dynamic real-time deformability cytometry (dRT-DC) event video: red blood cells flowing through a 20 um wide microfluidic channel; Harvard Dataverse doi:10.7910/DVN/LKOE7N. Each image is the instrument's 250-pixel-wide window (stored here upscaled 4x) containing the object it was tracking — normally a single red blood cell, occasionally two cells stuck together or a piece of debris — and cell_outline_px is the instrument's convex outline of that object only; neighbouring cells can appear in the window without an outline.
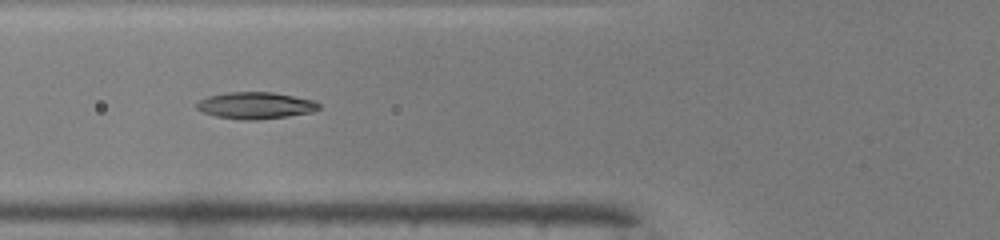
{"species": "common noctule bat (a hibernating species)", "species_latin": "Nyctalus noctula", "temperature_condition": "warm", "stored_images_in_passage": 40, "camera_frame_rate_fps": 3000, "um_per_image_px": 0.085, "animal": {"sex": "male", "body_mass_g": 19.0, "forearm_length_mm": 50.8}, "frame": {"image": 1, "passage_image": 10, "time_ms": 3.0, "image_size_px": [1000, 240], "cell_outline_px": [[320, 108], [312, 112], [288, 116], [256, 120], [244, 120], [216, 116], [204, 112], [196, 108], [196, 104], [200, 100], [208, 96], [228, 92], [272, 92], [312, 100], [320, 104]], "centroid_in_image_um": [21.72, 8.96], "position_along_channel_um": 104.1, "area_um2": 18.84}}
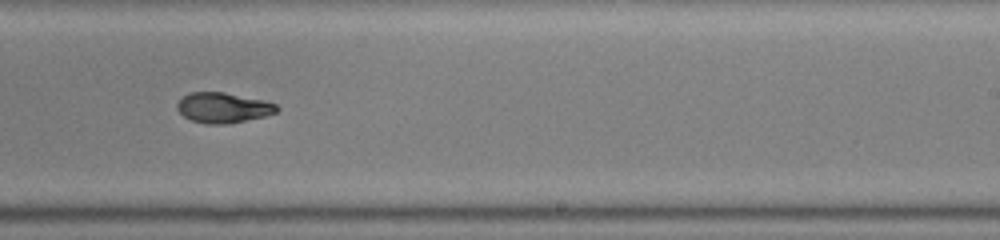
{"frame": {"image": 2, "passage_image": 22, "time_ms": 7.0, "image_size_px": [1000, 240], "cell_outline_px": [[280, 108], [276, 112], [264, 116], [224, 124], [208, 124], [192, 120], [184, 116], [176, 108], [176, 104], [188, 92], [224, 92], [264, 100], [276, 104]], "centroid_in_image_um": [18.96, 9.14], "position_along_channel_um": 270.0, "area_um2": 17.4}}
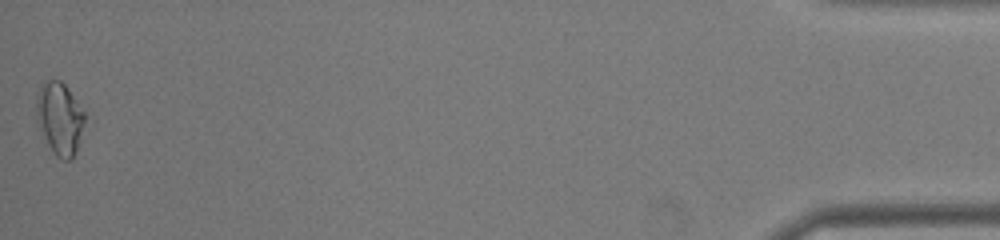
{"frame": {"image": 3, "passage_image": 40, "time_ms": 13.0, "image_size_px": [1000, 240], "cell_outline_px": [[84, 120], [76, 148], [72, 156], [68, 160], [64, 160], [56, 156], [52, 152], [36, 120], [36, 92], [40, 84], [48, 80], [60, 80], [68, 88], [84, 112]], "centroid_in_image_um": [5.02, 10.01], "position_along_channel_um": 430.2, "area_um2": 20.0}, "authors_computed_cell_mechanics": {"area_um2": 17.8313, "velocity_mm_per_s": 4.1592, "shape_relaxation_time_tau1_ms": 6.1048, "shape_relaxation_time_tau2_ms": 2.5248, "deformation_change_tau1": 0.2187, "deformation_change_tau2": 0.0582}}